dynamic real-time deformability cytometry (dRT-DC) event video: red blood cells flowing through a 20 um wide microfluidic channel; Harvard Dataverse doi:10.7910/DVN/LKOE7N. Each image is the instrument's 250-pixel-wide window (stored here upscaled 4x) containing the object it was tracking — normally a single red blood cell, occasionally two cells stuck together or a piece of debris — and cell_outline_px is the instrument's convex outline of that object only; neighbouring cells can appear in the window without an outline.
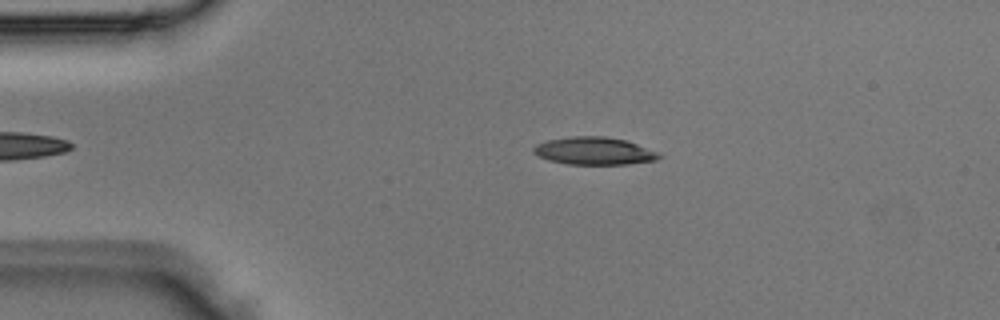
{"species": "Egyptian fruit bat (a non-hibernating species)", "species_latin": "Rousettus aegyptiacus", "temperature_condition": "room temperature", "stored_images_in_passage": 2, "camera_frame_rate_fps": 3000, "um_per_image_px": 0.085, "animal": {"sex": "male"}, "frame": {"image": 1, "passage_image": 1, "time_ms": 0.0, "image_size_px": [1000, 320], "cell_outline_px": [[664, 156], [656, 160], [628, 164], [568, 164], [548, 160], [532, 152], [532, 148], [536, 144], [548, 140], [572, 136], [604, 136], [624, 140], [636, 144], [656, 152]], "centroid_in_image_um": [50.47, 12.83], "position_along_channel_um": 34.5, "area_um2": 20.0}}